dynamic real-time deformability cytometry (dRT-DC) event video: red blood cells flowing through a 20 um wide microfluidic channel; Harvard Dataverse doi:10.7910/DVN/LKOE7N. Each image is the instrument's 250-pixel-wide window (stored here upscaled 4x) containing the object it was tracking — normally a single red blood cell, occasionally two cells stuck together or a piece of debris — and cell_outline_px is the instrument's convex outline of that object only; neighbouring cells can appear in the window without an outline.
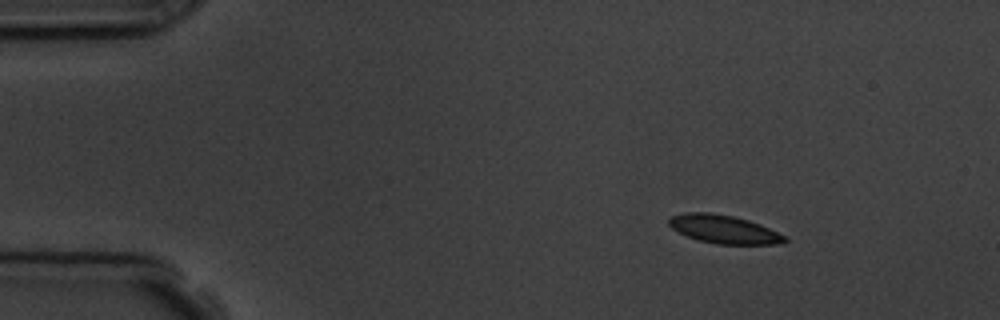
{"species": "common noctule bat (a hibernating species)", "species_latin": "Nyctalus noctula", "temperature_condition": "room temperature", "stored_images_in_passage": 4, "camera_frame_rate_fps": 3000, "um_per_image_px": 0.085, "animal": {"sex": "male", "body_mass_g": 19.5, "forearm_length_mm": 54.6}, "frame": {"image": 1, "passage_image": 1, "time_ms": 0.0, "image_size_px": [1000, 320], "cell_outline_px": [[788, 240], [784, 244], [716, 244], [700, 240], [688, 236], [672, 228], [668, 224], [668, 216], [684, 212], [712, 212], [732, 216], [748, 220], [760, 224], [788, 236]], "centroid_in_image_um": [61.56, 19.48], "position_along_channel_um": 23.4, "area_um2": 19.31}}